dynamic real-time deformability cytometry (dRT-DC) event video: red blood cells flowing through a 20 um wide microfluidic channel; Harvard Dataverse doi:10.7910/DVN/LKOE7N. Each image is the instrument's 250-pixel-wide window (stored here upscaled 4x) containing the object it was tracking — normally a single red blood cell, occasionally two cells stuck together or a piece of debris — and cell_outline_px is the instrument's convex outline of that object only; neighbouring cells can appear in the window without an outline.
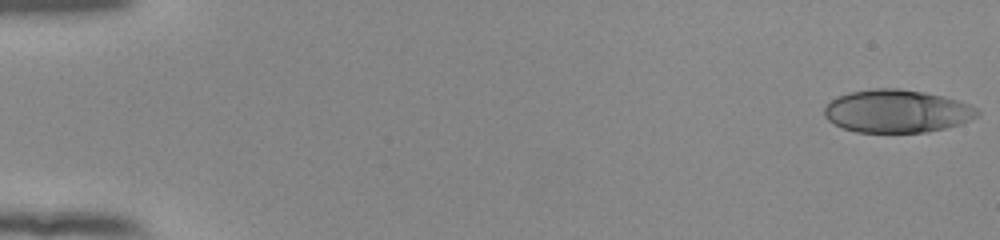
{"species": "human", "species_latin": "Homo sapiens", "temperature_condition": "room temperature", "stored_images_in_passage": 53, "camera_frame_rate_fps": 3000, "um_per_image_px": 0.085, "donor": {"sex": "female"}, "frame": {"image": 1, "passage_image": 1, "time_ms": 0.0, "image_size_px": [1000, 240], "cell_outline_px": [[980, 112], [976, 116], [960, 124], [948, 128], [928, 132], [856, 132], [844, 128], [828, 120], [824, 116], [824, 108], [836, 96], [848, 92], [872, 88], [896, 88], [924, 92], [944, 96], [968, 104], [976, 108]], "centroid_in_image_um": [76.22, 9.44], "position_along_channel_um": 8.8, "area_um2": 38.26}}
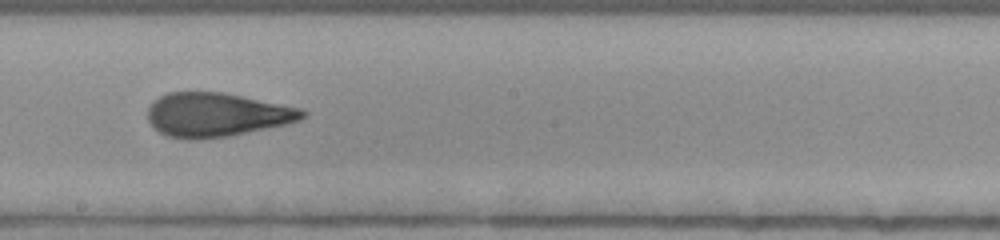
{"frame": {"image": 2, "passage_image": 31, "time_ms": 10.0, "image_size_px": [1000, 240], "cell_outline_px": [[308, 116], [300, 120], [284, 124], [228, 136], [196, 140], [188, 140], [168, 136], [152, 128], [148, 120], [148, 108], [160, 96], [168, 92], [224, 92], [300, 108], [308, 112]], "centroid_in_image_um": [18.4, 9.76], "position_along_channel_um": 229.8, "area_um2": 39.54}}
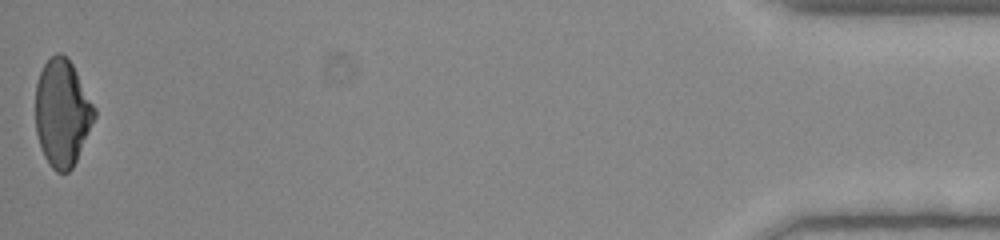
{"frame": {"image": 3, "passage_image": 53, "time_ms": 17.333, "image_size_px": [1000, 240], "cell_outline_px": [[96, 116], [76, 160], [72, 168], [68, 172], [56, 172], [52, 168], [44, 156], [40, 148], [36, 132], [36, 84], [40, 72], [44, 64], [56, 52], [60, 52], [72, 64], [96, 108]], "centroid_in_image_um": [5.28, 9.61], "position_along_channel_um": 429.9, "area_um2": 36.53}, "authors_computed_cell_mechanics": {"area_um2": 39.015, "velocity_mm_per_s": 3.9292, "shape_relaxation_time_tau1_ms": 5.1338, "shape_relaxation_time_tau2_ms": 1.3222, "deformation_change_tau1": 0.1776, "deformation_change_tau2": 0.0914}}